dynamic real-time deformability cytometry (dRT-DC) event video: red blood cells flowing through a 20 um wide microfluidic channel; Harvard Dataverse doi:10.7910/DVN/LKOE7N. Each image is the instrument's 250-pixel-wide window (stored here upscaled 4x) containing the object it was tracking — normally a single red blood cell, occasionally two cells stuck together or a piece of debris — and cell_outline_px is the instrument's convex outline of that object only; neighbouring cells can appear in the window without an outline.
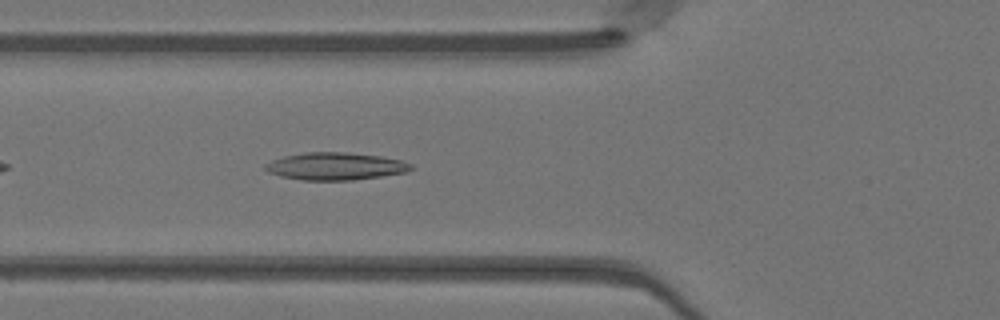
{"species": "Egyptian fruit bat (a non-hibernating species)", "species_latin": "Rousettus aegyptiacus", "temperature_condition": "warm", "stored_images_in_passage": 13, "camera_frame_rate_fps": 3000, "um_per_image_px": 0.085, "animal": {"sex": "female"}, "frame": {"image": 1, "passage_image": 7, "time_ms": 2.0, "image_size_px": [1000, 320], "cell_outline_px": [[416, 168], [408, 172], [352, 180], [300, 180], [280, 176], [268, 172], [264, 168], [264, 164], [272, 160], [284, 156], [304, 152], [344, 152], [380, 156], [400, 160], [412, 164]], "centroid_in_image_um": [28.51, 14.13], "position_along_channel_um": 97.3, "area_um2": 23.41}}
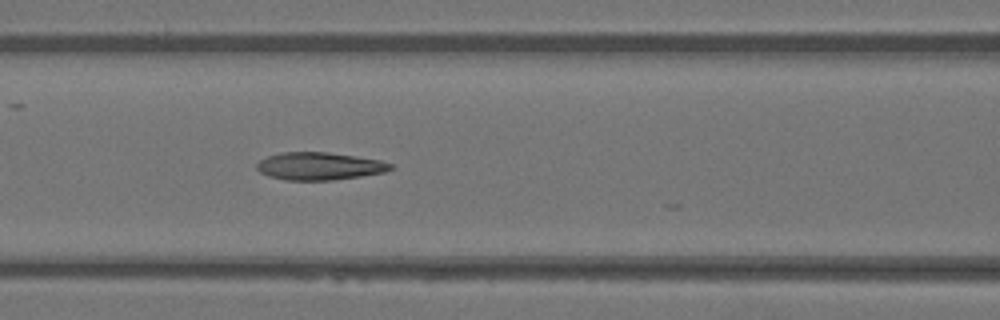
{"frame": {"image": 2, "passage_image": 10, "time_ms": 3.0, "image_size_px": [1000, 320], "cell_outline_px": [[396, 168], [384, 172], [360, 176], [332, 180], [284, 180], [268, 176], [260, 172], [256, 168], [256, 164], [260, 160], [268, 156], [280, 152], [328, 152], [380, 160], [392, 164]], "centroid_in_image_um": [27.13, 14.12], "position_along_channel_um": 139.5, "area_um2": 21.56}}